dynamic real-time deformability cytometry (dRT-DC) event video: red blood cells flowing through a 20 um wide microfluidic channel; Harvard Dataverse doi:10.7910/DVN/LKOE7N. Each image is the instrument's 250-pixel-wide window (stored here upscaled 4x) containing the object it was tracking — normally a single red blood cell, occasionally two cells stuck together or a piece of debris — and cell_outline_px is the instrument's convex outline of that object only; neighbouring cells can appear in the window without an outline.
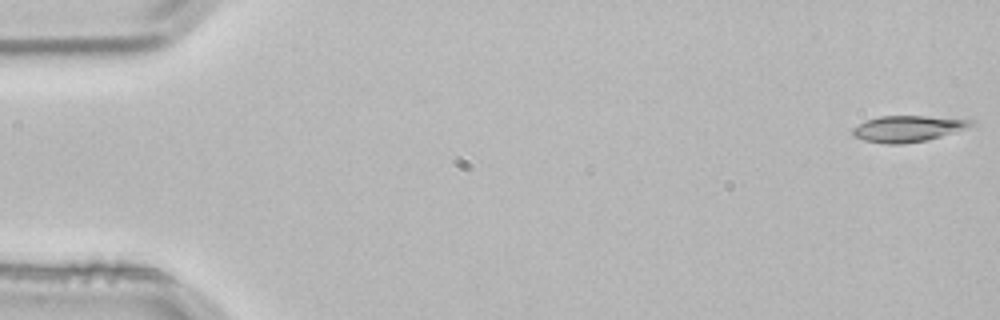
{"species": "common noctule bat (a hibernating species)", "species_latin": "Nyctalus noctula", "temperature_condition": "room temperature", "stored_images_in_passage": 3, "camera_frame_rate_fps": 3000, "um_per_image_px": 0.085, "animal": {"sex": "male", "body_mass_g": 21.5, "forearm_length_mm": 52.0}, "frame": {"image": 1, "passage_image": 1, "time_ms": 0.0, "image_size_px": [1000, 320], "cell_outline_px": [[980, 124], [928, 140], [904, 144], [884, 144], [864, 140], [852, 136], [852, 128], [868, 120], [880, 116], [924, 116], [976, 120]], "centroid_in_image_um": [77.22, 10.94], "position_along_channel_um": 7.8, "area_um2": 18.21}}
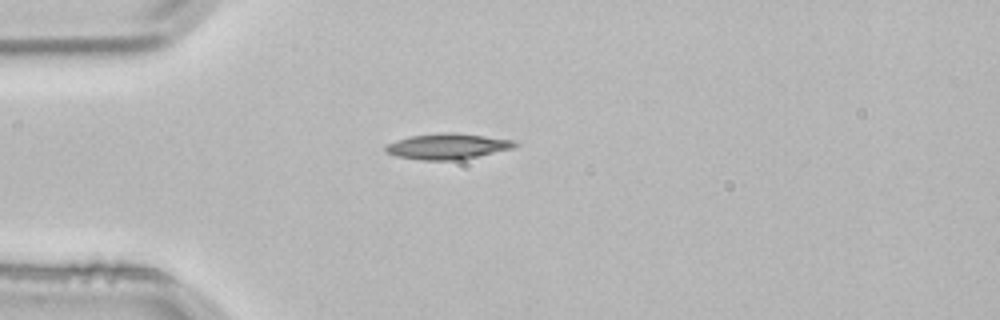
{"frame": {"image": 2, "passage_image": 3, "time_ms": 0.667, "image_size_px": [1000, 320], "cell_outline_px": [[520, 144], [512, 148], [460, 160], [420, 160], [396, 156], [388, 152], [384, 148], [388, 144], [396, 140], [412, 136], [444, 132], [456, 132], [516, 140]], "centroid_in_image_um": [38.08, 12.43], "position_along_channel_um": 46.9, "area_um2": 19.31}}